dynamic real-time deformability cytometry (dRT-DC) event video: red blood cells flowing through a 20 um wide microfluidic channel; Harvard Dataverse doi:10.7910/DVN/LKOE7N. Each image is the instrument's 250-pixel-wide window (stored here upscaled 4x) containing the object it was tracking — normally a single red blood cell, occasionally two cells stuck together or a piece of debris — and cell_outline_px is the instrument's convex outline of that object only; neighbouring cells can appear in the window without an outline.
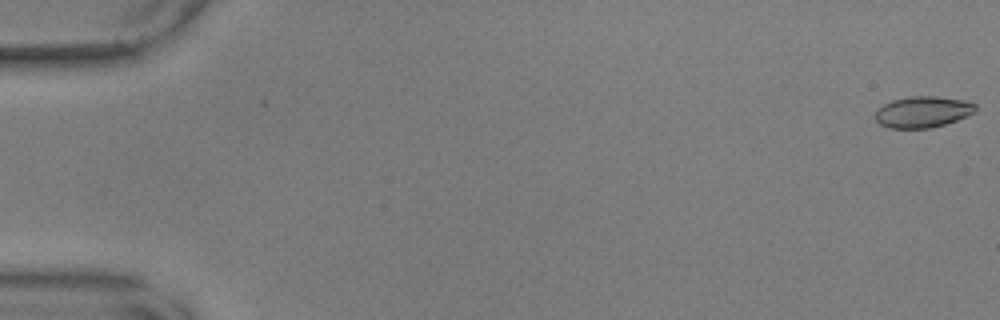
{"species": "common noctule bat (a hibernating species)", "species_latin": "Nyctalus noctula", "temperature_condition": "warm", "stored_images_in_passage": 21, "camera_frame_rate_fps": 3000, "um_per_image_px": 0.085, "animal": {"sex": "male", "body_mass_g": 17.9, "forearm_length_mm": 54.2}, "frame": {"image": 1, "passage_image": 1, "time_ms": 0.0, "image_size_px": [1000, 320], "cell_outline_px": [[976, 112], [956, 120], [944, 124], [928, 128], [888, 128], [880, 124], [876, 120], [876, 112], [884, 104], [892, 100], [908, 96], [936, 96], [964, 100], [976, 104]], "centroid_in_image_um": [78.45, 9.5], "position_along_channel_um": 6.6, "area_um2": 18.15}}
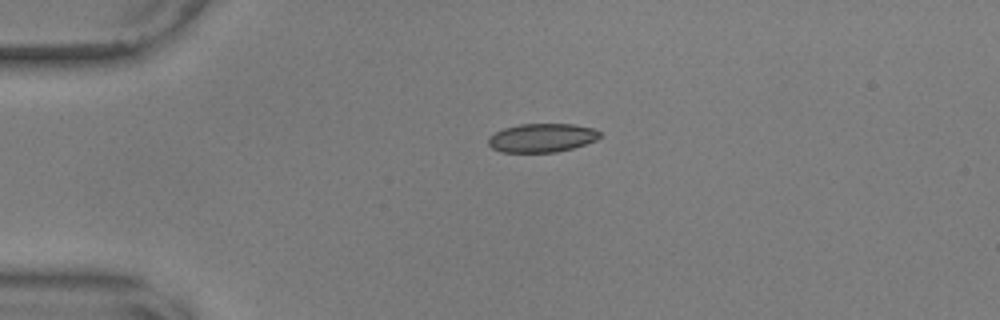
{"frame": {"image": 2, "passage_image": 14, "time_ms": 4.333, "image_size_px": [1000, 320], "cell_outline_px": [[600, 136], [596, 140], [572, 148], [556, 152], [500, 152], [492, 148], [488, 144], [488, 136], [504, 128], [520, 124], [572, 124], [596, 128], [600, 132]], "centroid_in_image_um": [46.05, 11.71], "position_along_channel_um": 38.9, "area_um2": 18.67}}